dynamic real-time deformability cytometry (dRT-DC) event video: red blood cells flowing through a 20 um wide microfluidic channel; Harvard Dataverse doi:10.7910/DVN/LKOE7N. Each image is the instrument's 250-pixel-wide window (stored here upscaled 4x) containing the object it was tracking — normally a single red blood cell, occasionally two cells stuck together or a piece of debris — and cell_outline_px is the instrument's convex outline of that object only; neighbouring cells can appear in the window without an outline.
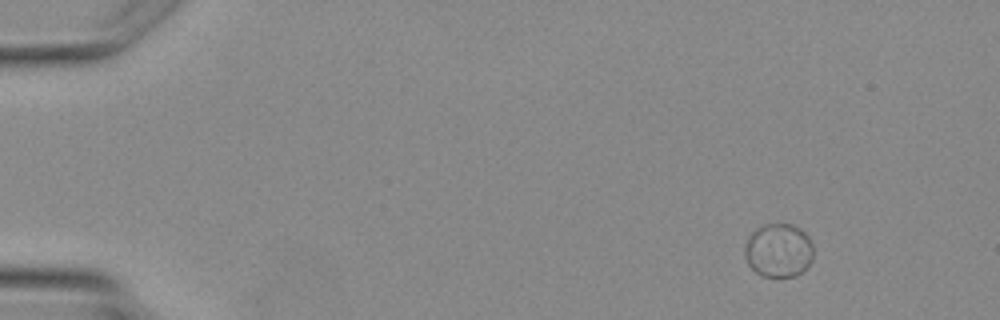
{"species": "Egyptian fruit bat (a non-hibernating species)", "species_latin": "Rousettus aegyptiacus", "temperature_condition": "warm", "stored_images_in_passage": 3, "camera_frame_rate_fps": 3000, "um_per_image_px": 0.085, "animal": {"sex": "female"}, "frame": {"image": 1, "passage_image": 1, "time_ms": 0.0, "image_size_px": [1000, 320], "cell_outline_px": [[812, 260], [800, 272], [792, 276], [764, 276], [756, 272], [748, 264], [744, 256], [744, 244], [748, 236], [756, 228], [764, 224], [792, 224], [800, 228], [808, 236], [812, 244]], "centroid_in_image_um": [66.14, 21.25], "position_along_channel_um": 18.9, "area_um2": 21.44}}